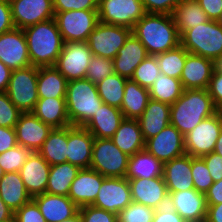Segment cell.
Returning a JSON list of instances; mask_svg holds the SVG:
<instances>
[{
    "mask_svg": "<svg viewBox=\"0 0 222 222\" xmlns=\"http://www.w3.org/2000/svg\"><path fill=\"white\" fill-rule=\"evenodd\" d=\"M132 33L144 45L148 55H157L180 45V33L172 15L146 13Z\"/></svg>",
    "mask_w": 222,
    "mask_h": 222,
    "instance_id": "cell-1",
    "label": "cell"
},
{
    "mask_svg": "<svg viewBox=\"0 0 222 222\" xmlns=\"http://www.w3.org/2000/svg\"><path fill=\"white\" fill-rule=\"evenodd\" d=\"M32 66H54L64 41L55 18L23 29Z\"/></svg>",
    "mask_w": 222,
    "mask_h": 222,
    "instance_id": "cell-2",
    "label": "cell"
},
{
    "mask_svg": "<svg viewBox=\"0 0 222 222\" xmlns=\"http://www.w3.org/2000/svg\"><path fill=\"white\" fill-rule=\"evenodd\" d=\"M170 109V124L183 136L218 111L207 89H184L180 98L170 105Z\"/></svg>",
    "mask_w": 222,
    "mask_h": 222,
    "instance_id": "cell-3",
    "label": "cell"
},
{
    "mask_svg": "<svg viewBox=\"0 0 222 222\" xmlns=\"http://www.w3.org/2000/svg\"><path fill=\"white\" fill-rule=\"evenodd\" d=\"M65 100L72 126L84 127L103 105L96 84L86 78L68 82Z\"/></svg>",
    "mask_w": 222,
    "mask_h": 222,
    "instance_id": "cell-4",
    "label": "cell"
},
{
    "mask_svg": "<svg viewBox=\"0 0 222 222\" xmlns=\"http://www.w3.org/2000/svg\"><path fill=\"white\" fill-rule=\"evenodd\" d=\"M180 44L189 52L215 61L222 56V27L215 20L187 29Z\"/></svg>",
    "mask_w": 222,
    "mask_h": 222,
    "instance_id": "cell-5",
    "label": "cell"
},
{
    "mask_svg": "<svg viewBox=\"0 0 222 222\" xmlns=\"http://www.w3.org/2000/svg\"><path fill=\"white\" fill-rule=\"evenodd\" d=\"M38 67L28 66L12 70L6 90L11 102L22 112H32L38 101Z\"/></svg>",
    "mask_w": 222,
    "mask_h": 222,
    "instance_id": "cell-6",
    "label": "cell"
},
{
    "mask_svg": "<svg viewBox=\"0 0 222 222\" xmlns=\"http://www.w3.org/2000/svg\"><path fill=\"white\" fill-rule=\"evenodd\" d=\"M129 157L111 139L95 138L90 169L104 177H125Z\"/></svg>",
    "mask_w": 222,
    "mask_h": 222,
    "instance_id": "cell-7",
    "label": "cell"
},
{
    "mask_svg": "<svg viewBox=\"0 0 222 222\" xmlns=\"http://www.w3.org/2000/svg\"><path fill=\"white\" fill-rule=\"evenodd\" d=\"M55 20L64 43L87 41L99 22L98 10H70L57 12Z\"/></svg>",
    "mask_w": 222,
    "mask_h": 222,
    "instance_id": "cell-8",
    "label": "cell"
},
{
    "mask_svg": "<svg viewBox=\"0 0 222 222\" xmlns=\"http://www.w3.org/2000/svg\"><path fill=\"white\" fill-rule=\"evenodd\" d=\"M131 34L128 27L98 22L86 42L93 55L113 59Z\"/></svg>",
    "mask_w": 222,
    "mask_h": 222,
    "instance_id": "cell-9",
    "label": "cell"
},
{
    "mask_svg": "<svg viewBox=\"0 0 222 222\" xmlns=\"http://www.w3.org/2000/svg\"><path fill=\"white\" fill-rule=\"evenodd\" d=\"M146 14L141 0H99V22L128 27L131 30Z\"/></svg>",
    "mask_w": 222,
    "mask_h": 222,
    "instance_id": "cell-10",
    "label": "cell"
},
{
    "mask_svg": "<svg viewBox=\"0 0 222 222\" xmlns=\"http://www.w3.org/2000/svg\"><path fill=\"white\" fill-rule=\"evenodd\" d=\"M222 131L220 110L201 121L185 138L186 154L202 157L214 151L217 139Z\"/></svg>",
    "mask_w": 222,
    "mask_h": 222,
    "instance_id": "cell-11",
    "label": "cell"
},
{
    "mask_svg": "<svg viewBox=\"0 0 222 222\" xmlns=\"http://www.w3.org/2000/svg\"><path fill=\"white\" fill-rule=\"evenodd\" d=\"M92 56L86 41L66 42L54 66L68 82L83 79Z\"/></svg>",
    "mask_w": 222,
    "mask_h": 222,
    "instance_id": "cell-12",
    "label": "cell"
},
{
    "mask_svg": "<svg viewBox=\"0 0 222 222\" xmlns=\"http://www.w3.org/2000/svg\"><path fill=\"white\" fill-rule=\"evenodd\" d=\"M131 202L127 178L105 177L92 206L118 214Z\"/></svg>",
    "mask_w": 222,
    "mask_h": 222,
    "instance_id": "cell-13",
    "label": "cell"
},
{
    "mask_svg": "<svg viewBox=\"0 0 222 222\" xmlns=\"http://www.w3.org/2000/svg\"><path fill=\"white\" fill-rule=\"evenodd\" d=\"M9 3L16 28L24 29L55 17L52 0H9Z\"/></svg>",
    "mask_w": 222,
    "mask_h": 222,
    "instance_id": "cell-14",
    "label": "cell"
},
{
    "mask_svg": "<svg viewBox=\"0 0 222 222\" xmlns=\"http://www.w3.org/2000/svg\"><path fill=\"white\" fill-rule=\"evenodd\" d=\"M144 149L165 163L186 153L185 138L179 130L169 124L156 136L147 139Z\"/></svg>",
    "mask_w": 222,
    "mask_h": 222,
    "instance_id": "cell-15",
    "label": "cell"
},
{
    "mask_svg": "<svg viewBox=\"0 0 222 222\" xmlns=\"http://www.w3.org/2000/svg\"><path fill=\"white\" fill-rule=\"evenodd\" d=\"M167 205L186 222H205L206 220L207 200L205 194L196 189L168 193Z\"/></svg>",
    "mask_w": 222,
    "mask_h": 222,
    "instance_id": "cell-16",
    "label": "cell"
},
{
    "mask_svg": "<svg viewBox=\"0 0 222 222\" xmlns=\"http://www.w3.org/2000/svg\"><path fill=\"white\" fill-rule=\"evenodd\" d=\"M0 61L11 70L31 65L23 29L15 27L0 34Z\"/></svg>",
    "mask_w": 222,
    "mask_h": 222,
    "instance_id": "cell-17",
    "label": "cell"
},
{
    "mask_svg": "<svg viewBox=\"0 0 222 222\" xmlns=\"http://www.w3.org/2000/svg\"><path fill=\"white\" fill-rule=\"evenodd\" d=\"M131 199L153 209L168 203V190L163 177L128 179Z\"/></svg>",
    "mask_w": 222,
    "mask_h": 222,
    "instance_id": "cell-18",
    "label": "cell"
},
{
    "mask_svg": "<svg viewBox=\"0 0 222 222\" xmlns=\"http://www.w3.org/2000/svg\"><path fill=\"white\" fill-rule=\"evenodd\" d=\"M53 128L32 112L22 113L15 125L17 143L32 152H38Z\"/></svg>",
    "mask_w": 222,
    "mask_h": 222,
    "instance_id": "cell-19",
    "label": "cell"
},
{
    "mask_svg": "<svg viewBox=\"0 0 222 222\" xmlns=\"http://www.w3.org/2000/svg\"><path fill=\"white\" fill-rule=\"evenodd\" d=\"M94 136L83 126H68L67 162L90 168Z\"/></svg>",
    "mask_w": 222,
    "mask_h": 222,
    "instance_id": "cell-20",
    "label": "cell"
},
{
    "mask_svg": "<svg viewBox=\"0 0 222 222\" xmlns=\"http://www.w3.org/2000/svg\"><path fill=\"white\" fill-rule=\"evenodd\" d=\"M214 70L213 60L187 51V57L180 77L183 88L208 89Z\"/></svg>",
    "mask_w": 222,
    "mask_h": 222,
    "instance_id": "cell-21",
    "label": "cell"
},
{
    "mask_svg": "<svg viewBox=\"0 0 222 222\" xmlns=\"http://www.w3.org/2000/svg\"><path fill=\"white\" fill-rule=\"evenodd\" d=\"M50 164L38 153L32 152L19 173L31 197L46 192Z\"/></svg>",
    "mask_w": 222,
    "mask_h": 222,
    "instance_id": "cell-22",
    "label": "cell"
},
{
    "mask_svg": "<svg viewBox=\"0 0 222 222\" xmlns=\"http://www.w3.org/2000/svg\"><path fill=\"white\" fill-rule=\"evenodd\" d=\"M99 172L80 169L70 186L68 197L79 207L92 205L104 180Z\"/></svg>",
    "mask_w": 222,
    "mask_h": 222,
    "instance_id": "cell-23",
    "label": "cell"
},
{
    "mask_svg": "<svg viewBox=\"0 0 222 222\" xmlns=\"http://www.w3.org/2000/svg\"><path fill=\"white\" fill-rule=\"evenodd\" d=\"M47 222H62L75 217L79 207L68 197L43 193L32 197Z\"/></svg>",
    "mask_w": 222,
    "mask_h": 222,
    "instance_id": "cell-24",
    "label": "cell"
},
{
    "mask_svg": "<svg viewBox=\"0 0 222 222\" xmlns=\"http://www.w3.org/2000/svg\"><path fill=\"white\" fill-rule=\"evenodd\" d=\"M148 56L144 45L132 33L113 58L114 73L131 79L136 67Z\"/></svg>",
    "mask_w": 222,
    "mask_h": 222,
    "instance_id": "cell-25",
    "label": "cell"
},
{
    "mask_svg": "<svg viewBox=\"0 0 222 222\" xmlns=\"http://www.w3.org/2000/svg\"><path fill=\"white\" fill-rule=\"evenodd\" d=\"M163 179L168 193L194 189L191 156L184 154L163 163Z\"/></svg>",
    "mask_w": 222,
    "mask_h": 222,
    "instance_id": "cell-26",
    "label": "cell"
},
{
    "mask_svg": "<svg viewBox=\"0 0 222 222\" xmlns=\"http://www.w3.org/2000/svg\"><path fill=\"white\" fill-rule=\"evenodd\" d=\"M170 104L150 99L142 115L137 119L146 141L170 124Z\"/></svg>",
    "mask_w": 222,
    "mask_h": 222,
    "instance_id": "cell-27",
    "label": "cell"
},
{
    "mask_svg": "<svg viewBox=\"0 0 222 222\" xmlns=\"http://www.w3.org/2000/svg\"><path fill=\"white\" fill-rule=\"evenodd\" d=\"M123 120L124 115L120 108L103 103L94 117L84 127L94 138L110 139Z\"/></svg>",
    "mask_w": 222,
    "mask_h": 222,
    "instance_id": "cell-28",
    "label": "cell"
},
{
    "mask_svg": "<svg viewBox=\"0 0 222 222\" xmlns=\"http://www.w3.org/2000/svg\"><path fill=\"white\" fill-rule=\"evenodd\" d=\"M32 113L53 129L65 128L71 125L65 98L38 99Z\"/></svg>",
    "mask_w": 222,
    "mask_h": 222,
    "instance_id": "cell-29",
    "label": "cell"
},
{
    "mask_svg": "<svg viewBox=\"0 0 222 222\" xmlns=\"http://www.w3.org/2000/svg\"><path fill=\"white\" fill-rule=\"evenodd\" d=\"M110 139L128 156H133L136 152L142 151L145 148V140L137 119L124 118Z\"/></svg>",
    "mask_w": 222,
    "mask_h": 222,
    "instance_id": "cell-30",
    "label": "cell"
},
{
    "mask_svg": "<svg viewBox=\"0 0 222 222\" xmlns=\"http://www.w3.org/2000/svg\"><path fill=\"white\" fill-rule=\"evenodd\" d=\"M0 197L13 212L32 199L19 172H9L3 175L0 179Z\"/></svg>",
    "mask_w": 222,
    "mask_h": 222,
    "instance_id": "cell-31",
    "label": "cell"
},
{
    "mask_svg": "<svg viewBox=\"0 0 222 222\" xmlns=\"http://www.w3.org/2000/svg\"><path fill=\"white\" fill-rule=\"evenodd\" d=\"M148 88L140 86L132 79H127L125 83L124 97L120 110L125 119H138L150 100Z\"/></svg>",
    "mask_w": 222,
    "mask_h": 222,
    "instance_id": "cell-32",
    "label": "cell"
},
{
    "mask_svg": "<svg viewBox=\"0 0 222 222\" xmlns=\"http://www.w3.org/2000/svg\"><path fill=\"white\" fill-rule=\"evenodd\" d=\"M68 81L55 66L38 67V98H65Z\"/></svg>",
    "mask_w": 222,
    "mask_h": 222,
    "instance_id": "cell-33",
    "label": "cell"
},
{
    "mask_svg": "<svg viewBox=\"0 0 222 222\" xmlns=\"http://www.w3.org/2000/svg\"><path fill=\"white\" fill-rule=\"evenodd\" d=\"M163 177V163L145 149L129 157L125 178H155Z\"/></svg>",
    "mask_w": 222,
    "mask_h": 222,
    "instance_id": "cell-34",
    "label": "cell"
},
{
    "mask_svg": "<svg viewBox=\"0 0 222 222\" xmlns=\"http://www.w3.org/2000/svg\"><path fill=\"white\" fill-rule=\"evenodd\" d=\"M171 15L180 36L187 29H191L196 25L203 24L210 20L197 0H182Z\"/></svg>",
    "mask_w": 222,
    "mask_h": 222,
    "instance_id": "cell-35",
    "label": "cell"
},
{
    "mask_svg": "<svg viewBox=\"0 0 222 222\" xmlns=\"http://www.w3.org/2000/svg\"><path fill=\"white\" fill-rule=\"evenodd\" d=\"M68 127L54 128L38 153L50 164L67 162Z\"/></svg>",
    "mask_w": 222,
    "mask_h": 222,
    "instance_id": "cell-36",
    "label": "cell"
},
{
    "mask_svg": "<svg viewBox=\"0 0 222 222\" xmlns=\"http://www.w3.org/2000/svg\"><path fill=\"white\" fill-rule=\"evenodd\" d=\"M79 171L78 166L69 162L51 165L46 193L68 196L71 183Z\"/></svg>",
    "mask_w": 222,
    "mask_h": 222,
    "instance_id": "cell-37",
    "label": "cell"
},
{
    "mask_svg": "<svg viewBox=\"0 0 222 222\" xmlns=\"http://www.w3.org/2000/svg\"><path fill=\"white\" fill-rule=\"evenodd\" d=\"M184 88L180 79L161 73L149 89L150 98L167 104L175 103L183 94Z\"/></svg>",
    "mask_w": 222,
    "mask_h": 222,
    "instance_id": "cell-38",
    "label": "cell"
},
{
    "mask_svg": "<svg viewBox=\"0 0 222 222\" xmlns=\"http://www.w3.org/2000/svg\"><path fill=\"white\" fill-rule=\"evenodd\" d=\"M127 79L113 73L96 84L100 98L104 104L121 108Z\"/></svg>",
    "mask_w": 222,
    "mask_h": 222,
    "instance_id": "cell-39",
    "label": "cell"
},
{
    "mask_svg": "<svg viewBox=\"0 0 222 222\" xmlns=\"http://www.w3.org/2000/svg\"><path fill=\"white\" fill-rule=\"evenodd\" d=\"M155 56L161 73L180 79L187 57V50L181 44Z\"/></svg>",
    "mask_w": 222,
    "mask_h": 222,
    "instance_id": "cell-40",
    "label": "cell"
},
{
    "mask_svg": "<svg viewBox=\"0 0 222 222\" xmlns=\"http://www.w3.org/2000/svg\"><path fill=\"white\" fill-rule=\"evenodd\" d=\"M161 74L156 56L148 55L135 69L132 80L150 89Z\"/></svg>",
    "mask_w": 222,
    "mask_h": 222,
    "instance_id": "cell-41",
    "label": "cell"
},
{
    "mask_svg": "<svg viewBox=\"0 0 222 222\" xmlns=\"http://www.w3.org/2000/svg\"><path fill=\"white\" fill-rule=\"evenodd\" d=\"M31 153L26 147L17 145L0 154V166L5 173L19 172Z\"/></svg>",
    "mask_w": 222,
    "mask_h": 222,
    "instance_id": "cell-42",
    "label": "cell"
},
{
    "mask_svg": "<svg viewBox=\"0 0 222 222\" xmlns=\"http://www.w3.org/2000/svg\"><path fill=\"white\" fill-rule=\"evenodd\" d=\"M114 73L113 59L93 55L85 78L97 84Z\"/></svg>",
    "mask_w": 222,
    "mask_h": 222,
    "instance_id": "cell-43",
    "label": "cell"
},
{
    "mask_svg": "<svg viewBox=\"0 0 222 222\" xmlns=\"http://www.w3.org/2000/svg\"><path fill=\"white\" fill-rule=\"evenodd\" d=\"M191 171L194 189L205 194L214 183L206 163L201 157L191 156Z\"/></svg>",
    "mask_w": 222,
    "mask_h": 222,
    "instance_id": "cell-44",
    "label": "cell"
},
{
    "mask_svg": "<svg viewBox=\"0 0 222 222\" xmlns=\"http://www.w3.org/2000/svg\"><path fill=\"white\" fill-rule=\"evenodd\" d=\"M155 209L131 202L117 214L118 222H152Z\"/></svg>",
    "mask_w": 222,
    "mask_h": 222,
    "instance_id": "cell-45",
    "label": "cell"
},
{
    "mask_svg": "<svg viewBox=\"0 0 222 222\" xmlns=\"http://www.w3.org/2000/svg\"><path fill=\"white\" fill-rule=\"evenodd\" d=\"M22 112L11 102L6 92L0 93V127L15 128Z\"/></svg>",
    "mask_w": 222,
    "mask_h": 222,
    "instance_id": "cell-46",
    "label": "cell"
},
{
    "mask_svg": "<svg viewBox=\"0 0 222 222\" xmlns=\"http://www.w3.org/2000/svg\"><path fill=\"white\" fill-rule=\"evenodd\" d=\"M81 222H118L117 214L87 205L79 208Z\"/></svg>",
    "mask_w": 222,
    "mask_h": 222,
    "instance_id": "cell-47",
    "label": "cell"
},
{
    "mask_svg": "<svg viewBox=\"0 0 222 222\" xmlns=\"http://www.w3.org/2000/svg\"><path fill=\"white\" fill-rule=\"evenodd\" d=\"M54 13L70 10H98L99 0H52Z\"/></svg>",
    "mask_w": 222,
    "mask_h": 222,
    "instance_id": "cell-48",
    "label": "cell"
},
{
    "mask_svg": "<svg viewBox=\"0 0 222 222\" xmlns=\"http://www.w3.org/2000/svg\"><path fill=\"white\" fill-rule=\"evenodd\" d=\"M14 220L15 222H47L32 199L14 212Z\"/></svg>",
    "mask_w": 222,
    "mask_h": 222,
    "instance_id": "cell-49",
    "label": "cell"
},
{
    "mask_svg": "<svg viewBox=\"0 0 222 222\" xmlns=\"http://www.w3.org/2000/svg\"><path fill=\"white\" fill-rule=\"evenodd\" d=\"M146 13L168 14L171 15L173 10L182 0H141Z\"/></svg>",
    "mask_w": 222,
    "mask_h": 222,
    "instance_id": "cell-50",
    "label": "cell"
},
{
    "mask_svg": "<svg viewBox=\"0 0 222 222\" xmlns=\"http://www.w3.org/2000/svg\"><path fill=\"white\" fill-rule=\"evenodd\" d=\"M209 95L212 98L214 106L222 109V73L216 70L213 71L210 83L208 86Z\"/></svg>",
    "mask_w": 222,
    "mask_h": 222,
    "instance_id": "cell-51",
    "label": "cell"
},
{
    "mask_svg": "<svg viewBox=\"0 0 222 222\" xmlns=\"http://www.w3.org/2000/svg\"><path fill=\"white\" fill-rule=\"evenodd\" d=\"M207 165L210 172V176L214 182H218L222 179V156L216 152H211L201 157Z\"/></svg>",
    "mask_w": 222,
    "mask_h": 222,
    "instance_id": "cell-52",
    "label": "cell"
},
{
    "mask_svg": "<svg viewBox=\"0 0 222 222\" xmlns=\"http://www.w3.org/2000/svg\"><path fill=\"white\" fill-rule=\"evenodd\" d=\"M14 28L9 0H0V34Z\"/></svg>",
    "mask_w": 222,
    "mask_h": 222,
    "instance_id": "cell-53",
    "label": "cell"
},
{
    "mask_svg": "<svg viewBox=\"0 0 222 222\" xmlns=\"http://www.w3.org/2000/svg\"><path fill=\"white\" fill-rule=\"evenodd\" d=\"M152 222H186L168 205L155 209Z\"/></svg>",
    "mask_w": 222,
    "mask_h": 222,
    "instance_id": "cell-54",
    "label": "cell"
},
{
    "mask_svg": "<svg viewBox=\"0 0 222 222\" xmlns=\"http://www.w3.org/2000/svg\"><path fill=\"white\" fill-rule=\"evenodd\" d=\"M17 145L15 128L0 127V154Z\"/></svg>",
    "mask_w": 222,
    "mask_h": 222,
    "instance_id": "cell-55",
    "label": "cell"
},
{
    "mask_svg": "<svg viewBox=\"0 0 222 222\" xmlns=\"http://www.w3.org/2000/svg\"><path fill=\"white\" fill-rule=\"evenodd\" d=\"M210 20H217L222 11V0H197Z\"/></svg>",
    "mask_w": 222,
    "mask_h": 222,
    "instance_id": "cell-56",
    "label": "cell"
},
{
    "mask_svg": "<svg viewBox=\"0 0 222 222\" xmlns=\"http://www.w3.org/2000/svg\"><path fill=\"white\" fill-rule=\"evenodd\" d=\"M207 205L222 203V179L214 182L209 190L205 193Z\"/></svg>",
    "mask_w": 222,
    "mask_h": 222,
    "instance_id": "cell-57",
    "label": "cell"
},
{
    "mask_svg": "<svg viewBox=\"0 0 222 222\" xmlns=\"http://www.w3.org/2000/svg\"><path fill=\"white\" fill-rule=\"evenodd\" d=\"M205 222H222V203L208 205Z\"/></svg>",
    "mask_w": 222,
    "mask_h": 222,
    "instance_id": "cell-58",
    "label": "cell"
},
{
    "mask_svg": "<svg viewBox=\"0 0 222 222\" xmlns=\"http://www.w3.org/2000/svg\"><path fill=\"white\" fill-rule=\"evenodd\" d=\"M12 70L0 61V93L6 92Z\"/></svg>",
    "mask_w": 222,
    "mask_h": 222,
    "instance_id": "cell-59",
    "label": "cell"
},
{
    "mask_svg": "<svg viewBox=\"0 0 222 222\" xmlns=\"http://www.w3.org/2000/svg\"><path fill=\"white\" fill-rule=\"evenodd\" d=\"M14 219V212L10 209L0 197V222H6Z\"/></svg>",
    "mask_w": 222,
    "mask_h": 222,
    "instance_id": "cell-60",
    "label": "cell"
},
{
    "mask_svg": "<svg viewBox=\"0 0 222 222\" xmlns=\"http://www.w3.org/2000/svg\"><path fill=\"white\" fill-rule=\"evenodd\" d=\"M214 152H216L217 154L222 156V131L217 139V142H216V145L214 148Z\"/></svg>",
    "mask_w": 222,
    "mask_h": 222,
    "instance_id": "cell-61",
    "label": "cell"
},
{
    "mask_svg": "<svg viewBox=\"0 0 222 222\" xmlns=\"http://www.w3.org/2000/svg\"><path fill=\"white\" fill-rule=\"evenodd\" d=\"M214 68H215L216 71L222 73V56H220L219 58H217L214 61Z\"/></svg>",
    "mask_w": 222,
    "mask_h": 222,
    "instance_id": "cell-62",
    "label": "cell"
},
{
    "mask_svg": "<svg viewBox=\"0 0 222 222\" xmlns=\"http://www.w3.org/2000/svg\"><path fill=\"white\" fill-rule=\"evenodd\" d=\"M62 222H81V217L78 213L75 217L67 219V220L62 221Z\"/></svg>",
    "mask_w": 222,
    "mask_h": 222,
    "instance_id": "cell-63",
    "label": "cell"
},
{
    "mask_svg": "<svg viewBox=\"0 0 222 222\" xmlns=\"http://www.w3.org/2000/svg\"><path fill=\"white\" fill-rule=\"evenodd\" d=\"M216 21L222 27V11H221L219 18Z\"/></svg>",
    "mask_w": 222,
    "mask_h": 222,
    "instance_id": "cell-64",
    "label": "cell"
},
{
    "mask_svg": "<svg viewBox=\"0 0 222 222\" xmlns=\"http://www.w3.org/2000/svg\"><path fill=\"white\" fill-rule=\"evenodd\" d=\"M4 174H5V172H4V170L0 166V179L3 177Z\"/></svg>",
    "mask_w": 222,
    "mask_h": 222,
    "instance_id": "cell-65",
    "label": "cell"
},
{
    "mask_svg": "<svg viewBox=\"0 0 222 222\" xmlns=\"http://www.w3.org/2000/svg\"><path fill=\"white\" fill-rule=\"evenodd\" d=\"M6 222H15V220H14V219H12V220H10V221H6Z\"/></svg>",
    "mask_w": 222,
    "mask_h": 222,
    "instance_id": "cell-66",
    "label": "cell"
}]
</instances>
